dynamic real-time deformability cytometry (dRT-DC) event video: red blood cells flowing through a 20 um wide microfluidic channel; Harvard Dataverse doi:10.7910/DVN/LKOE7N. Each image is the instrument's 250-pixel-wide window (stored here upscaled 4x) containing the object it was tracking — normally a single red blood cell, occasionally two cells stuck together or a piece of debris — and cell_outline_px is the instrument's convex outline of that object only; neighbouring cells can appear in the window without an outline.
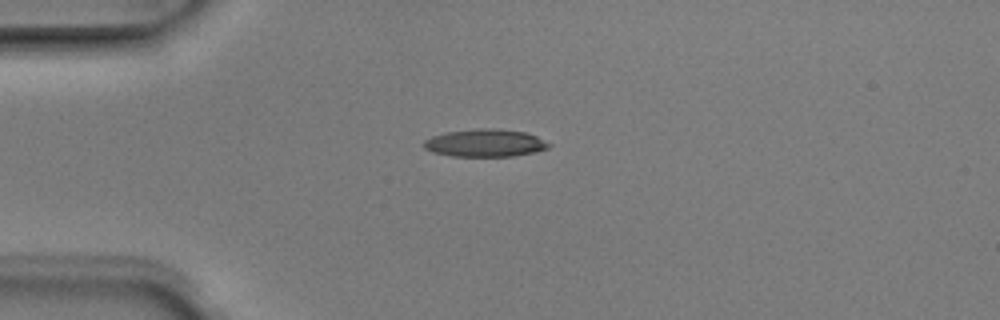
{"species": "Egyptian fruit bat (a non-hibernating species)", "species_latin": "Rousettus aegyptiacus", "temperature_condition": "room temperature", "stored_images_in_passage": 5, "camera_frame_rate_fps": 3000, "um_per_image_px": 0.085, "animal": {"sex": "male"}, "frame": {"image": 1, "passage_image": 1, "time_ms": 0.0, "image_size_px": [1000, 320], "cell_outline_px": [[552, 144], [548, 148], [532, 152], [512, 156], [452, 156], [432, 152], [424, 148], [424, 140], [432, 136], [448, 132], [480, 128], [496, 128], [524, 132], [536, 136]], "centroid_in_image_um": [41.23, 12.15], "position_along_channel_um": 43.8, "area_um2": 19.94}}
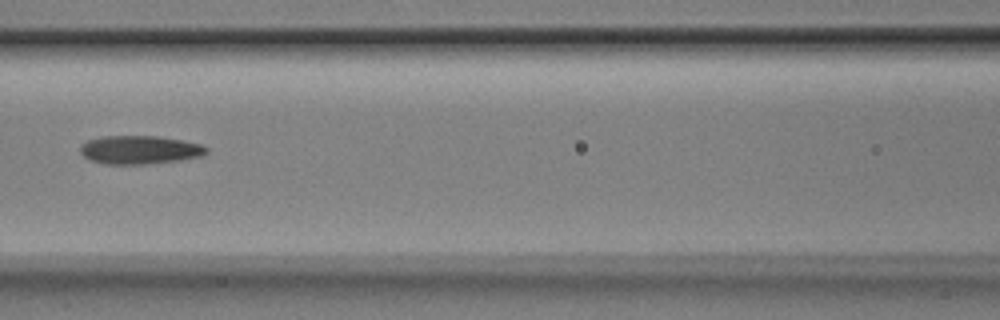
{"frame": {"image": 2, "passage_image": 4, "time_ms": 1.0, "image_size_px": [1000, 320], "cell_outline_px": [[208, 152], [204, 156], [180, 160], [148, 164], [104, 164], [88, 160], [80, 152], [80, 144], [88, 140], [104, 136], [156, 136], [180, 140], [200, 144], [208, 148]], "centroid_in_image_um": [11.86, 12.74], "position_along_channel_um": 154.7, "area_um2": 21.04}}
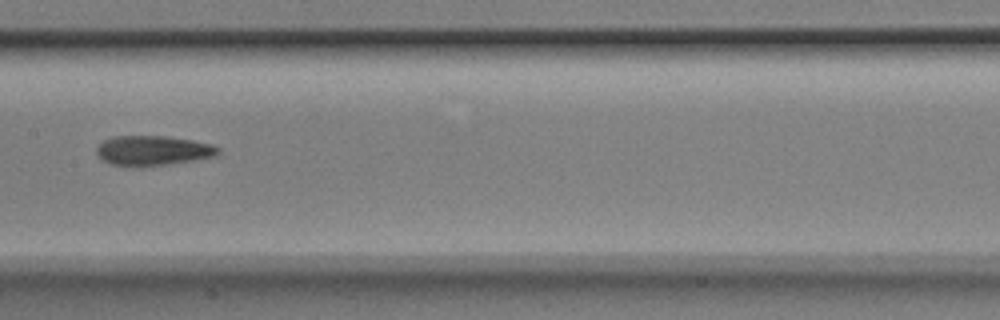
{"frame": {"image": 3, "passage_image": 5, "time_ms": 1.333, "image_size_px": [1000, 320], "cell_outline_px": [[220, 152], [216, 156], [196, 160], [140, 168], [132, 168], [112, 164], [100, 160], [96, 156], [96, 148], [104, 140], [112, 136], [168, 136], [192, 140], [212, 144], [220, 148]], "centroid_in_image_um": [12.97, 12.82], "position_along_channel_um": 194.4, "area_um2": 21.73}}